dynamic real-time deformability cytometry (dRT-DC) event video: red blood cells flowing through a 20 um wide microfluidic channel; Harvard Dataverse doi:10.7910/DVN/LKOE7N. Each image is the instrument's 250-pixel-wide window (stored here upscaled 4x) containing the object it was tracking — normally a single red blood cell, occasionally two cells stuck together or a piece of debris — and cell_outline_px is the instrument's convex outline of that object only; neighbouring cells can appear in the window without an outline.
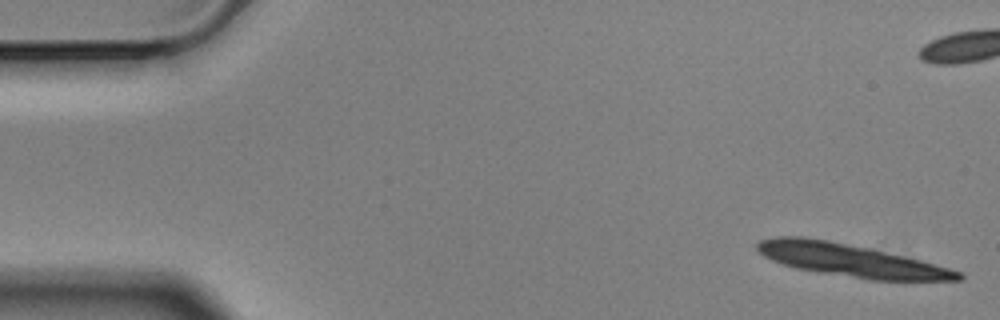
{"species": "Egyptian fruit bat (a non-hibernating species)", "species_latin": "Rousettus aegyptiacus", "temperature_condition": "cold", "stored_images_in_passage": 5, "camera_frame_rate_fps": 3000, "um_per_image_px": 0.085, "animal": {"sex": "male"}, "frame": {"image": 1, "passage_image": 1, "time_ms": 0.0, "image_size_px": [1000, 320], "cell_outline_px": [[964, 276], [960, 280], [868, 280], [796, 268], [772, 260], [764, 256], [756, 248], [756, 244], [760, 240], [780, 236], [800, 236], [872, 248], [920, 260], [948, 268], [960, 272]], "centroid_in_image_um": [72.29, 22.12], "position_along_channel_um": 12.7, "area_um2": 37.74}}